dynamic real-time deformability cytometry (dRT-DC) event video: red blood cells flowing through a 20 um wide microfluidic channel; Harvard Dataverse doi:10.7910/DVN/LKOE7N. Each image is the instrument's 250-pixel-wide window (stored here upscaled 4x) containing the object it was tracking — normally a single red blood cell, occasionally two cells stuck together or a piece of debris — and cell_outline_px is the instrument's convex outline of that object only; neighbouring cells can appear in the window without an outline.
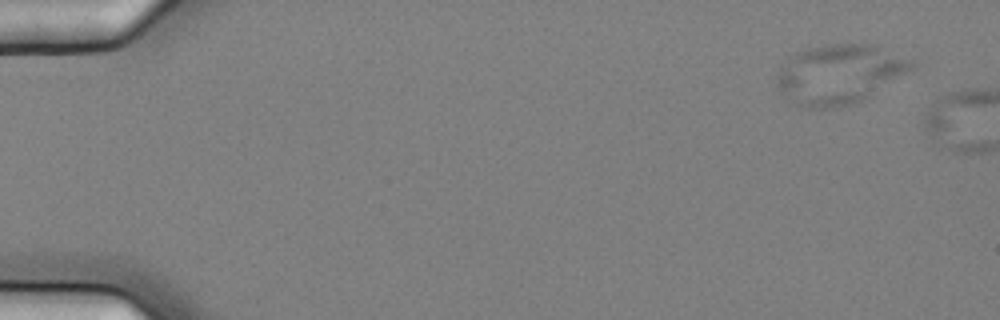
{"species": "common noctule bat (a hibernating species)", "species_latin": "Nyctalus noctula", "temperature_condition": "cold", "stored_images_in_passage": 2, "camera_frame_rate_fps": 3000, "um_per_image_px": 0.085, "animal": {"sex": "female", "body_mass_g": 25.1}, "frame": {"image": 1, "passage_image": 1, "time_ms": 0.0, "image_size_px": [1000, 320], "cell_outline_px": [[916, 68], [872, 96], [852, 104], [836, 108], [808, 108], [796, 104], [788, 100], [776, 84], [776, 76], [780, 68], [788, 56], [796, 52], [808, 48], [828, 44], [876, 44], [916, 60]], "centroid_in_image_um": [71.41, 6.29], "position_along_channel_um": 13.6, "area_um2": 47.63}}